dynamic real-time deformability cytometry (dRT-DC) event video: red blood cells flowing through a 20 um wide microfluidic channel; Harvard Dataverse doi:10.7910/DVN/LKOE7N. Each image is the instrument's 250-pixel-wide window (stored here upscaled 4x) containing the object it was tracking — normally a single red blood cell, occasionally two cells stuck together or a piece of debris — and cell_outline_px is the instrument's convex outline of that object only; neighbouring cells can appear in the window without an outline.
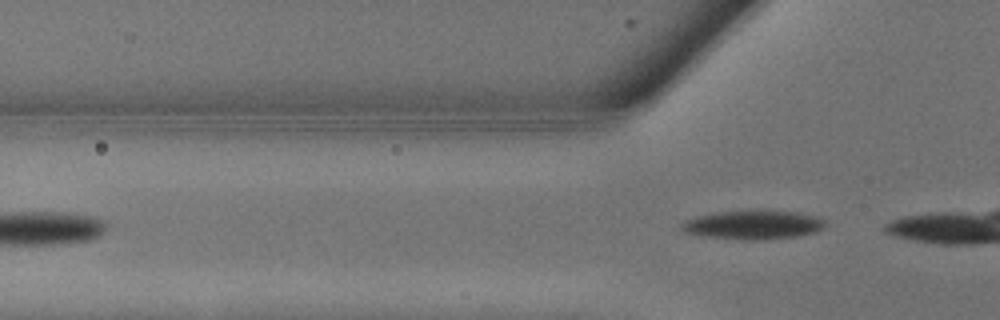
{"species": "common noctule bat (a hibernating species)", "species_latin": "Nyctalus noctula", "temperature_condition": "warm", "stored_images_in_passage": 6, "segment_of_instrument_passage": [2, 2], "camera_frame_rate_fps": 3000, "um_per_image_px": 0.085, "animal": {"sex": "male", "body_mass_g": 13.3}, "frame": {"image": 1, "passage_image": 6, "time_ms": 1.667, "image_size_px": [1000, 320], "cell_outline_px": [[824, 228], [816, 232], [800, 236], [764, 240], [736, 240], [700, 236], [684, 232], [680, 228], [680, 224], [696, 216], [720, 212], [796, 212], [820, 216], [824, 220]], "centroid_in_image_um": [64.03, 19.15], "position_along_channel_um": 61.8, "area_um2": 24.04}}